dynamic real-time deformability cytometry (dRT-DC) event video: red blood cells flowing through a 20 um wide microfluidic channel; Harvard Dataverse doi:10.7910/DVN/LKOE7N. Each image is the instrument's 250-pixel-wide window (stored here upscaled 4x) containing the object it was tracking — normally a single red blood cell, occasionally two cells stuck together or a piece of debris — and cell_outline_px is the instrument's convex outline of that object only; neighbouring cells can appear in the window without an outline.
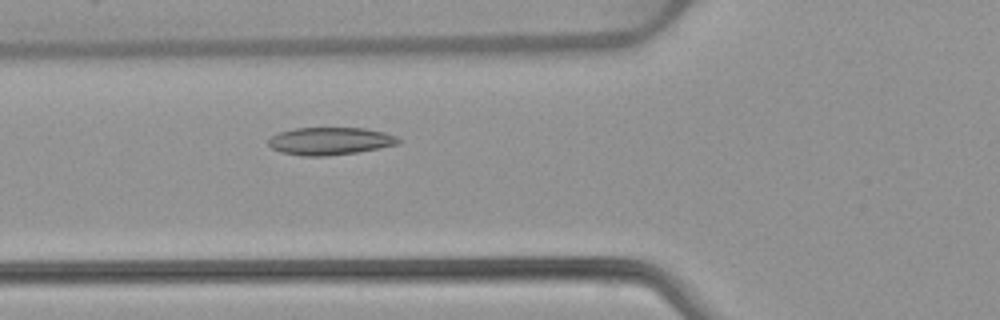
{"species": "common noctule bat (a hibernating species)", "species_latin": "Nyctalus noctula", "temperature_condition": "warm", "stored_images_in_passage": 51, "camera_frame_rate_fps": 3000, "um_per_image_px": 0.085, "animal": {"sex": "female", "body_mass_g": 22.7, "forearm_length_mm": 54.2}, "frame": {"image": 1, "passage_image": 18, "time_ms": 5.667, "image_size_px": [1000, 320], "cell_outline_px": [[404, 140], [400, 144], [380, 148], [356, 152], [324, 156], [300, 156], [280, 152], [272, 148], [268, 144], [268, 140], [272, 136], [280, 132], [292, 128], [364, 128], [384, 132], [396, 136]], "centroid_in_image_um": [28.08, 11.99], "position_along_channel_um": 97.7, "area_um2": 21.04}}
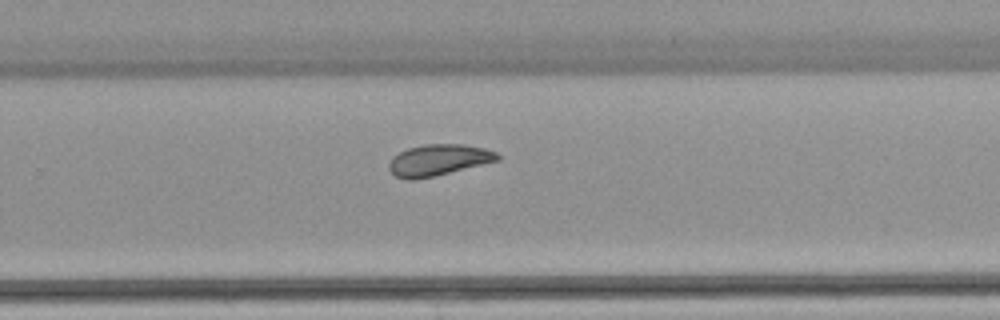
{"frame": {"image": 2, "passage_image": 33, "time_ms": 10.667, "image_size_px": [1000, 320], "cell_outline_px": [[500, 160], [432, 176], [412, 180], [408, 180], [396, 176], [388, 168], [388, 164], [392, 156], [408, 148], [428, 144], [464, 144], [484, 148], [496, 152], [500, 156]], "centroid_in_image_um": [37.26, 13.59], "position_along_channel_um": 292.5, "area_um2": 19.54}}
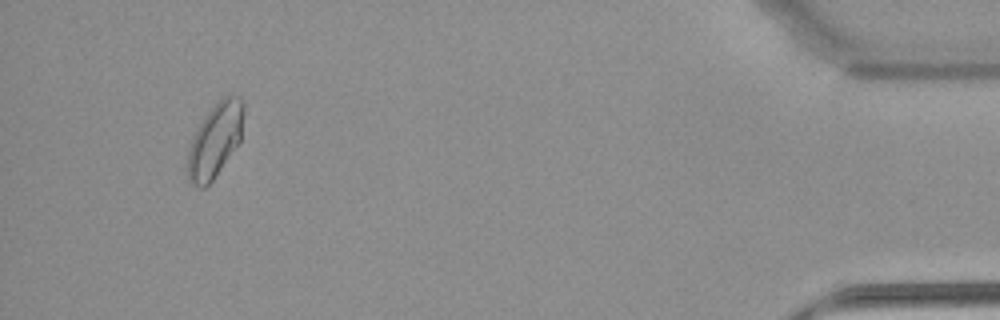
{"frame": {"image": 3, "passage_image": 48, "time_ms": 15.667, "image_size_px": [1000, 320], "cell_outline_px": [[244, 108], [240, 144], [212, 180], [204, 188], [200, 188], [192, 184], [188, 180], [188, 152], [196, 128], [204, 116], [224, 96], [240, 96], [244, 100]], "centroid_in_image_um": [18.31, 11.92], "position_along_channel_um": 416.9, "area_um2": 24.1}, "authors_computed_cell_mechanics": {"area_um2": 21.1548, "velocity_mm_per_s": 3.8954, "shape_relaxation_time_tau1_ms": null, "shape_relaxation_time_tau2_ms": 7.7367, "deformation_change_tau1": null, "deformation_change_tau2": 0.1289}}